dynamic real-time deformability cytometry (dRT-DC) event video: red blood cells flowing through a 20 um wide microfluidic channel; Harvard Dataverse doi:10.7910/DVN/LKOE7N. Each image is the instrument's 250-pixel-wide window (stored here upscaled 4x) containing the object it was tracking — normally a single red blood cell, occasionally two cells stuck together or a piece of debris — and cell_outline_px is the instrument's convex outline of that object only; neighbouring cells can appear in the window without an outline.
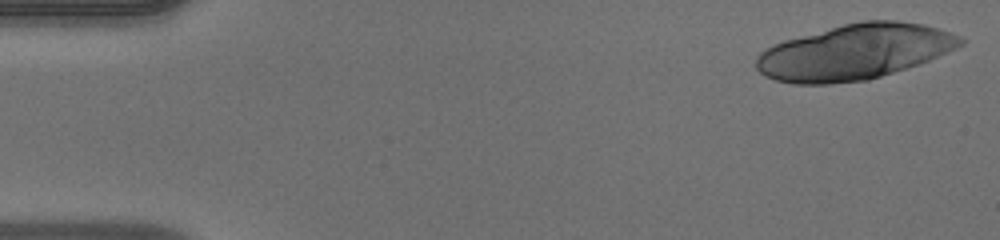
{"species": "human", "species_latin": "Homo sapiens", "temperature_condition": "warm", "stored_images_in_passage": 16, "camera_frame_rate_fps": 3000, "um_per_image_px": 0.085, "donor": {"sex": "male"}, "frame": {"image": 1, "passage_image": 1, "time_ms": 0.0, "image_size_px": [1000, 240], "cell_outline_px": [[964, 44], [956, 48], [920, 64], [868, 80], [832, 84], [796, 84], [776, 80], [764, 76], [756, 68], [756, 56], [760, 52], [772, 44], [784, 40], [844, 24], [864, 20], [896, 20], [924, 24], [964, 36]], "centroid_in_image_um": [72.65, 4.42], "position_along_channel_um": 12.4, "area_um2": 66.07}}